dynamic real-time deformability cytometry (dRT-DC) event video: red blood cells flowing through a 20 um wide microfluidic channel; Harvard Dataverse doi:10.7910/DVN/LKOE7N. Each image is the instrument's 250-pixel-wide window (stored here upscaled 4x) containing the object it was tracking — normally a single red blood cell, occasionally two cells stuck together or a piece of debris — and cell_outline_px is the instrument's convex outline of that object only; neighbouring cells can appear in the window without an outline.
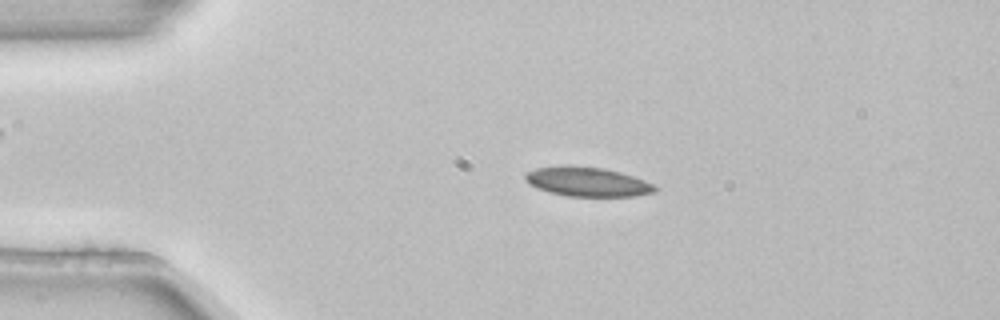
{"species": "common noctule bat (a hibernating species)", "species_latin": "Nyctalus noctula", "temperature_condition": "room temperature", "stored_images_in_passage": 4, "camera_frame_rate_fps": 3000, "um_per_image_px": 0.085, "animal": {"sex": "female", "body_mass_g": 22.7, "forearm_length_mm": 54.2}, "frame": {"image": 1, "passage_image": 2, "time_ms": 0.333, "image_size_px": [1000, 320], "cell_outline_px": [[660, 188], [656, 192], [636, 196], [568, 196], [548, 192], [536, 188], [528, 184], [524, 180], [524, 176], [528, 172], [536, 168], [564, 164], [604, 168], [620, 172], [644, 180]], "centroid_in_image_um": [49.9, 15.44], "position_along_channel_um": 35.1, "area_um2": 22.48}}